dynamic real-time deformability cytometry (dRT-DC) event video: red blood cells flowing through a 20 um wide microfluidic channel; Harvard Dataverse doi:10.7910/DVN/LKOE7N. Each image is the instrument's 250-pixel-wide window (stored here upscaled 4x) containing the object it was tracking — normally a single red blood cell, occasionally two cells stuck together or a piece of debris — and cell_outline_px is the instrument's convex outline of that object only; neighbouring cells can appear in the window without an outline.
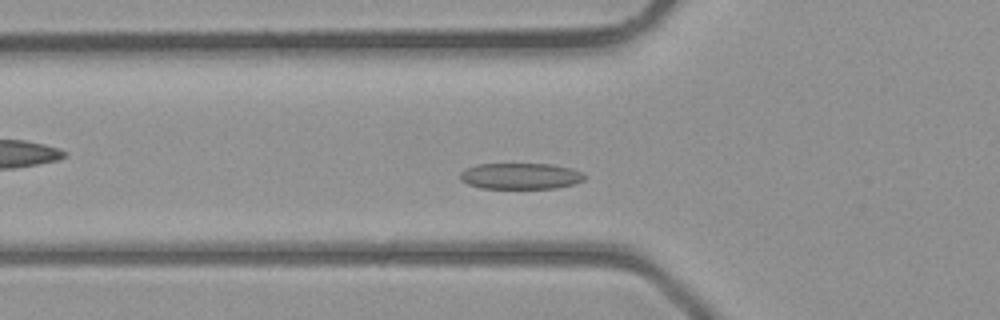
{"species": "common noctule bat (a hibernating species)", "species_latin": "Nyctalus noctula", "temperature_condition": "room temperature", "stored_images_in_passage": 32, "camera_frame_rate_fps": 3000, "um_per_image_px": 0.085, "animal": {"sex": "male", "body_mass_g": 23.1, "forearm_length_mm": 52.7}, "frame": {"image": 1, "passage_image": 5, "time_ms": 1.333, "image_size_px": [1000, 320], "cell_outline_px": [[588, 176], [584, 180], [576, 184], [556, 188], [480, 188], [468, 184], [460, 180], [460, 172], [476, 164], [552, 164], [572, 168]], "centroid_in_image_um": [44.28, 14.97], "position_along_channel_um": 81.5, "area_um2": 19.07}}
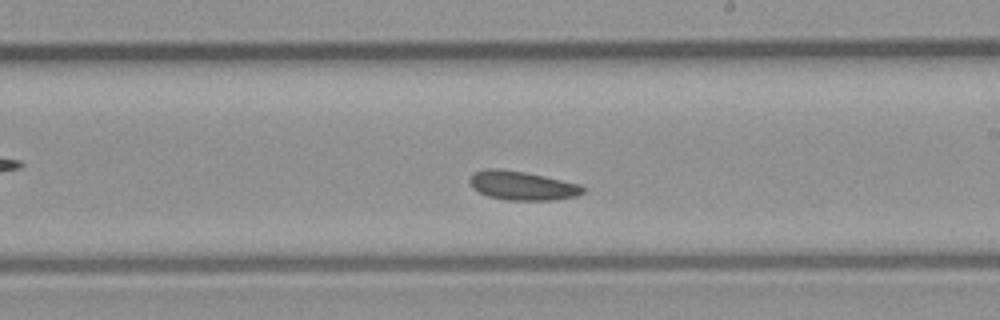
{"frame": {"image": 2, "passage_image": 15, "time_ms": 4.667, "image_size_px": [1000, 320], "cell_outline_px": [[584, 192], [576, 196], [548, 200], [504, 200], [488, 196], [472, 188], [468, 180], [468, 176], [472, 172], [484, 168], [496, 168], [524, 172], [544, 176], [580, 184], [584, 188]], "centroid_in_image_um": [44.31, 15.76], "position_along_channel_um": 244.7, "area_um2": 19.19}}
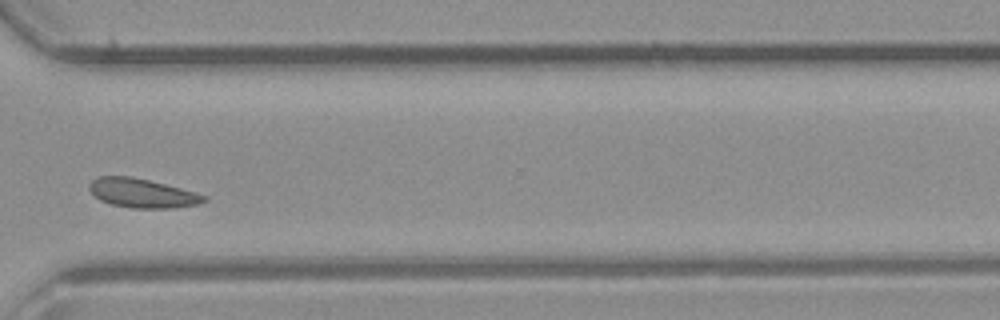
{"frame": {"image": 3, "passage_image": 22, "time_ms": 7.0, "image_size_px": [1000, 320], "cell_outline_px": [[208, 200], [196, 204], [172, 208], [132, 208], [112, 204], [100, 200], [88, 188], [88, 184], [92, 180], [100, 176], [132, 176], [196, 192], [208, 196]], "centroid_in_image_um": [12.09, 16.41], "position_along_channel_um": 358.5, "area_um2": 19.31}}